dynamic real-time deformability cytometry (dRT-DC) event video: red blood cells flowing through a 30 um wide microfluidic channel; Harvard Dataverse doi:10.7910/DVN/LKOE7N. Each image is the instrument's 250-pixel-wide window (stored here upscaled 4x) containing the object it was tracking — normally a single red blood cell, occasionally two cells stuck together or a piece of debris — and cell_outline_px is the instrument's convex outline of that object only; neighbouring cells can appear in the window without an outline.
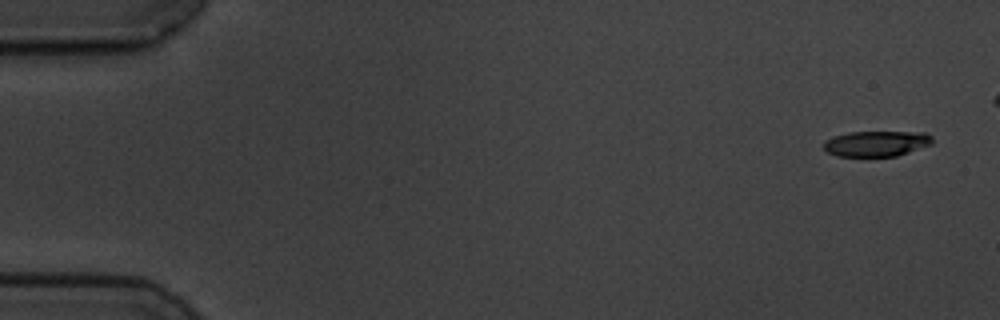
{"species": "common noctule bat (a hibernating species)", "species_latin": "Nyctalus noctula", "temperature_condition": "cold", "stored_images_in_passage": 6, "camera_frame_rate_fps": 3000, "um_per_image_px": 0.085, "animal": {"sex": "male", "body_mass_g": 19.5, "forearm_length_mm": 54.6}, "frame": {"image": 1, "passage_image": 1, "time_ms": 0.0, "image_size_px": [1000, 320], "cell_outline_px": [[932, 144], [896, 156], [836, 156], [828, 152], [824, 148], [824, 140], [832, 136], [848, 132], [924, 132], [932, 136]], "centroid_in_image_um": [74.47, 12.2], "position_along_channel_um": 10.5, "area_um2": 16.18}}